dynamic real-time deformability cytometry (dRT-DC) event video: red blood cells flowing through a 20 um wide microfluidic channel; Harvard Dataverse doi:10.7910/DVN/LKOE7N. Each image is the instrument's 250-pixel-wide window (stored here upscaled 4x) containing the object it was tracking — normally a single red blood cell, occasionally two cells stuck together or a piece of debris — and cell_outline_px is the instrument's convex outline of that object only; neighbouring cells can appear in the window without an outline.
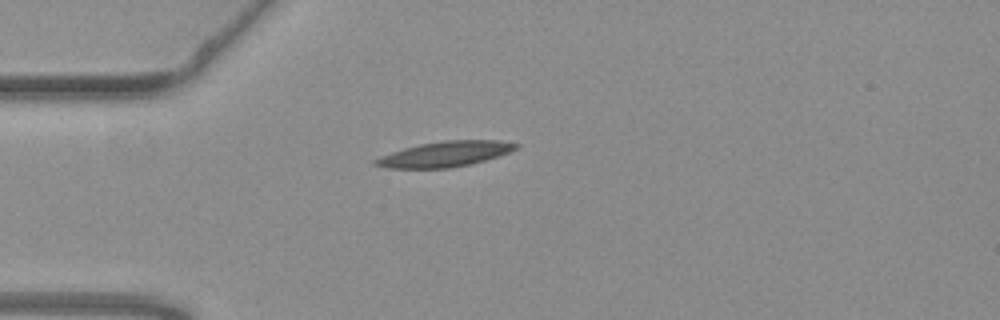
{"species": "common noctule bat (a hibernating species)", "species_latin": "Nyctalus noctula", "temperature_condition": "warm", "stored_images_in_passage": 42, "camera_frame_rate_fps": 3000, "um_per_image_px": 0.085, "animal": {"sex": "female", "body_mass_g": 19.3, "forearm_length_mm": 54.1}, "frame": {"image": 1, "passage_image": 1, "time_ms": 0.0, "image_size_px": [1000, 320], "cell_outline_px": [[520, 148], [484, 160], [468, 164], [448, 168], [388, 168], [372, 164], [372, 160], [380, 156], [404, 148], [420, 144], [444, 140], [500, 140], [520, 144]], "centroid_in_image_um": [37.81, 13.09], "position_along_channel_um": 47.2, "area_um2": 20.63}}
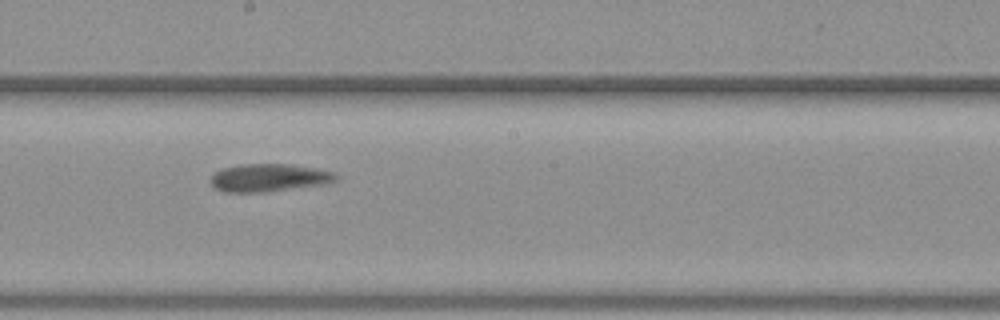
{"frame": {"image": 2, "passage_image": 17, "time_ms": 5.333, "image_size_px": [1000, 320], "cell_outline_px": [[340, 176], [336, 180], [324, 184], [268, 192], [224, 192], [216, 188], [208, 180], [216, 172], [224, 168], [240, 164], [288, 164], [316, 168], [336, 172]], "centroid_in_image_um": [22.89, 15.11], "position_along_channel_um": 225.3, "area_um2": 20.4}}
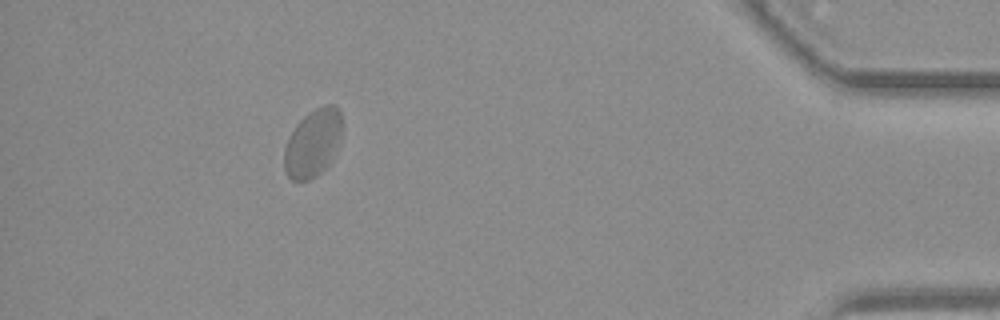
{"frame": {"image": 3, "passage_image": 37, "time_ms": 12.0, "image_size_px": [1000, 320], "cell_outline_px": [[344, 128], [328, 164], [316, 176], [308, 180], [292, 180], [288, 176], [284, 168], [284, 148], [288, 136], [296, 124], [308, 112], [324, 104], [332, 104], [340, 108], [344, 124]], "centroid_in_image_um": [26.6, 12.1], "position_along_channel_um": 408.6, "area_um2": 23.0}, "authors_computed_cell_mechanics": {"area_um2": 20.7502, "velocity_mm_per_s": 3.6246, "shape_relaxation_time_tau1_ms": null, "shape_relaxation_time_tau2_ms": 1.6105, "deformation_change_tau1": null, "deformation_change_tau2": 0.0675}}